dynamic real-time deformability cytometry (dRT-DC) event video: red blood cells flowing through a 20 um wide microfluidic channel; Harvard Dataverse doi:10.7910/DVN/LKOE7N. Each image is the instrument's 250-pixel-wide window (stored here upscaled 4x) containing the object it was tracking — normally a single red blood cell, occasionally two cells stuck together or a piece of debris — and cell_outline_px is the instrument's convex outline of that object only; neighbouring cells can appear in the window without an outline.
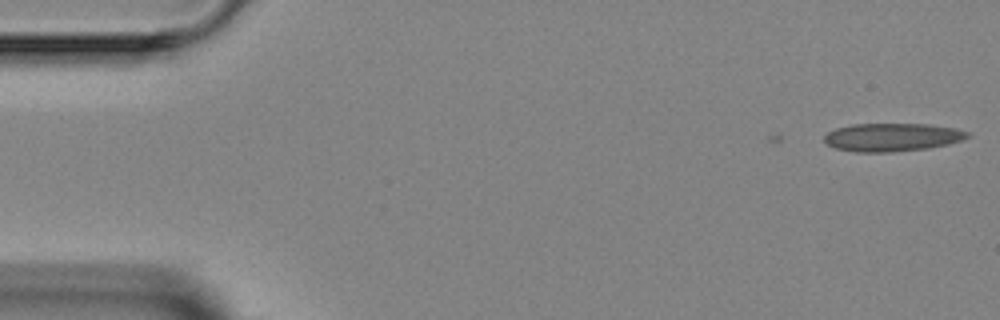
{"species": "Egyptian fruit bat (a non-hibernating species)", "species_latin": "Rousettus aegyptiacus", "temperature_condition": "room temperature", "stored_images_in_passage": 5, "camera_frame_rate_fps": 3000, "um_per_image_px": 0.085, "animal": {"sex": "female"}, "frame": {"image": 1, "passage_image": 1, "time_ms": 0.0, "image_size_px": [1000, 320], "cell_outline_px": [[972, 136], [964, 140], [948, 144], [928, 148], [888, 152], [856, 152], [836, 148], [828, 144], [824, 140], [824, 136], [828, 132], [836, 128], [852, 124], [928, 124], [956, 128], [972, 132]], "centroid_in_image_um": [75.9, 11.66], "position_along_channel_um": 9.1, "area_um2": 23.64}}
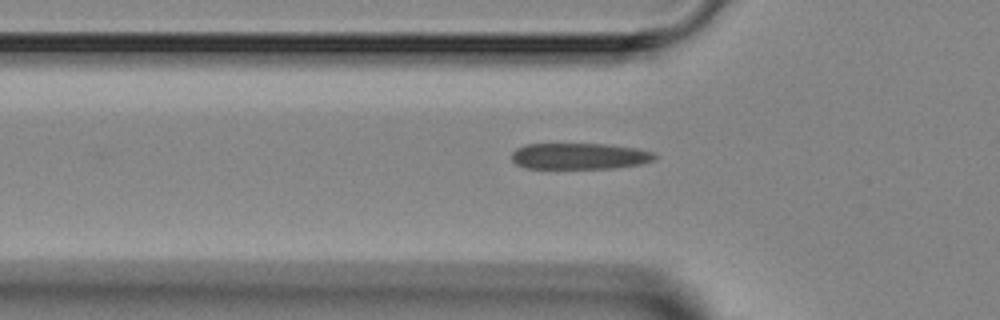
{"frame": {"image": 2, "passage_image": 5, "time_ms": 4.667, "image_size_px": [1000, 320], "cell_outline_px": [[656, 160], [640, 164], [616, 168], [524, 168], [516, 164], [512, 160], [512, 152], [516, 148], [524, 144], [608, 144], [636, 148], [656, 152]], "centroid_in_image_um": [49.28, 13.27], "position_along_channel_um": 76.5, "area_um2": 22.08}}